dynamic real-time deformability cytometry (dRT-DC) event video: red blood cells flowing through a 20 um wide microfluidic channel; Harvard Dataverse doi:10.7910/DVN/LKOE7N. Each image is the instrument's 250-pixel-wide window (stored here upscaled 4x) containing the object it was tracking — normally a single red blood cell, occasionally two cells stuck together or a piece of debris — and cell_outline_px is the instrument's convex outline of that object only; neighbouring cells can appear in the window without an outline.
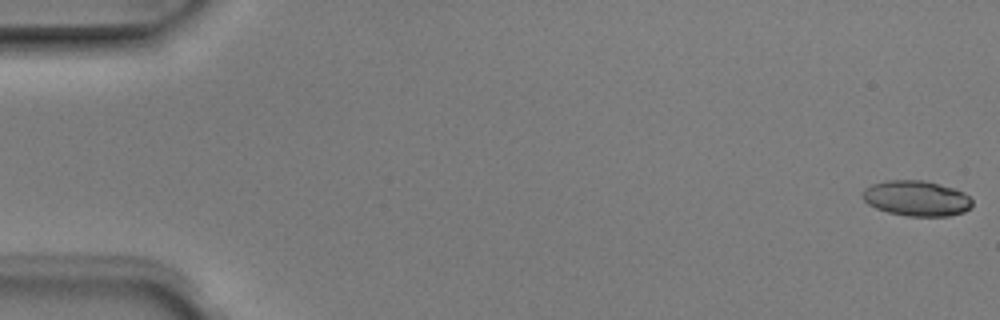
{"species": "Egyptian fruit bat (a non-hibernating species)", "species_latin": "Rousettus aegyptiacus", "temperature_condition": "room temperature", "stored_images_in_passage": 5, "camera_frame_rate_fps": 3000, "um_per_image_px": 0.085, "animal": {"sex": "male"}, "frame": {"image": 1, "passage_image": 1, "time_ms": 0.0, "image_size_px": [1000, 320], "cell_outline_px": [[972, 204], [964, 212], [948, 216], [908, 216], [888, 212], [876, 208], [868, 204], [864, 200], [864, 188], [872, 184], [884, 180], [924, 180], [940, 184], [964, 192], [972, 200]], "centroid_in_image_um": [77.9, 16.85], "position_along_channel_um": 7.1, "area_um2": 22.54}}
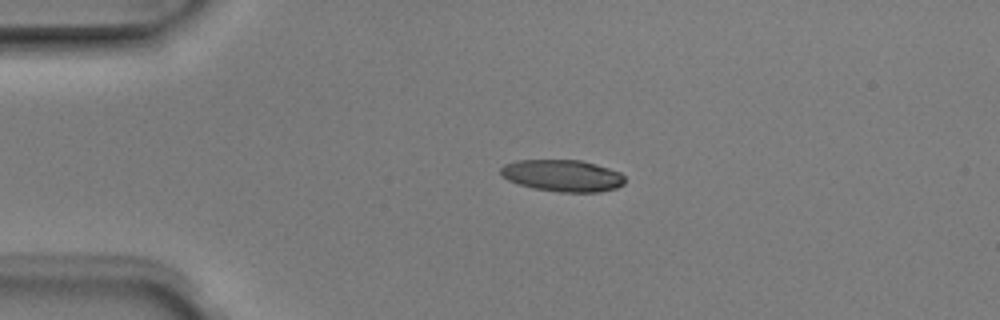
{"frame": {"image": 2, "passage_image": 4, "time_ms": 1.0, "image_size_px": [1000, 320], "cell_outline_px": [[624, 184], [616, 188], [600, 192], [560, 192], [532, 188], [508, 180], [500, 176], [500, 168], [504, 164], [516, 160], [580, 160], [596, 164], [620, 172], [624, 176]], "centroid_in_image_um": [47.8, 14.93], "position_along_channel_um": 37.2, "area_um2": 23.12}}